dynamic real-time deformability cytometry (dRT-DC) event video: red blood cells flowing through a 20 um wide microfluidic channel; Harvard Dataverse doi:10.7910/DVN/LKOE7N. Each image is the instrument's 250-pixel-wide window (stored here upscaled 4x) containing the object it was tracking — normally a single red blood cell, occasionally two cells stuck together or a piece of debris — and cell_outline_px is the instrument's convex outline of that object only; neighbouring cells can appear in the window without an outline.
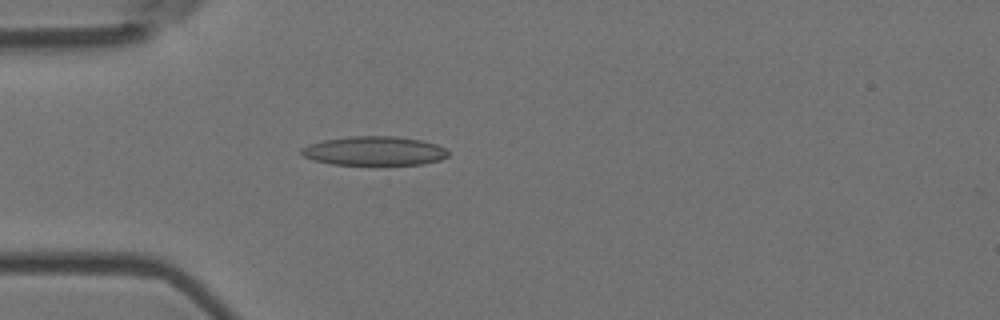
{"species": "Egyptian fruit bat (a non-hibernating species)", "species_latin": "Rousettus aegyptiacus", "temperature_condition": "room temperature", "stored_images_in_passage": 5, "camera_frame_rate_fps": 3000, "um_per_image_px": 0.085, "animal": {"sex": "female"}, "frame": {"image": 1, "passage_image": 5, "time_ms": 1.333, "image_size_px": [1000, 320], "cell_outline_px": [[448, 156], [440, 160], [424, 164], [332, 164], [316, 160], [304, 156], [300, 152], [300, 148], [308, 144], [324, 140], [348, 136], [396, 136], [420, 140], [436, 144], [444, 148], [448, 152]], "centroid_in_image_um": [31.81, 12.82], "position_along_channel_um": 53.2, "area_um2": 24.68}}